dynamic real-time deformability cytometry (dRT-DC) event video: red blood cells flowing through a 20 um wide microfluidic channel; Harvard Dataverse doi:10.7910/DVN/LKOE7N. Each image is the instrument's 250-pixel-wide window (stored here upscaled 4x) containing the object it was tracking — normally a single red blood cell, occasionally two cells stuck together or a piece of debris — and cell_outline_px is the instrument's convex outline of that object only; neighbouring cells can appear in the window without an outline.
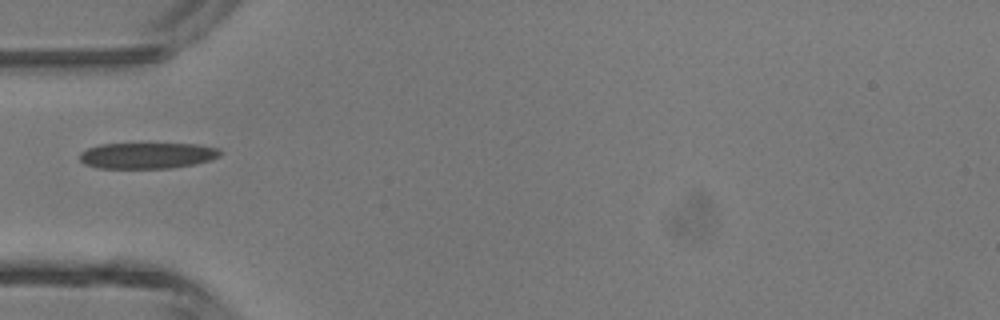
{"species": "common noctule bat (a hibernating species)", "species_latin": "Nyctalus noctula", "temperature_condition": "room temperature", "stored_images_in_passage": 2, "camera_frame_rate_fps": 3000, "um_per_image_px": 0.085, "animal": {"sex": "male", "body_mass_g": 13.3}, "frame": {"image": 1, "passage_image": 2, "time_ms": 1.0, "image_size_px": [1000, 320], "cell_outline_px": [[220, 156], [212, 160], [196, 164], [172, 168], [96, 168], [84, 164], [80, 160], [80, 152], [88, 148], [100, 144], [196, 144], [220, 148]], "centroid_in_image_um": [12.53, 13.23], "position_along_channel_um": 72.5, "area_um2": 21.44}}